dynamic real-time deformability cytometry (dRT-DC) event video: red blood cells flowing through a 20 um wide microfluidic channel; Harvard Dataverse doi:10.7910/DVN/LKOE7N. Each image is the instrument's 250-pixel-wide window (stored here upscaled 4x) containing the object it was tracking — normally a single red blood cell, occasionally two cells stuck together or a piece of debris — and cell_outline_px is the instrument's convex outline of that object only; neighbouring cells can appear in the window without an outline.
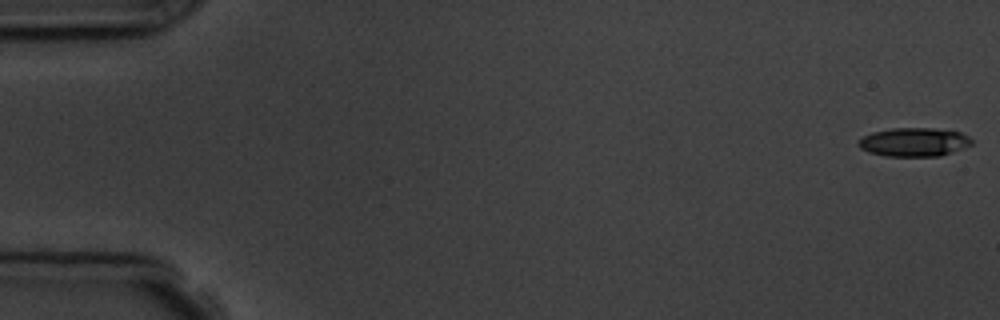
{"species": "common noctule bat (a hibernating species)", "species_latin": "Nyctalus noctula", "temperature_condition": "room temperature", "stored_images_in_passage": 7, "camera_frame_rate_fps": 3000, "um_per_image_px": 0.085, "animal": {"sex": "male", "body_mass_g": 19.5, "forearm_length_mm": 54.6}, "frame": {"image": 1, "passage_image": 1, "time_ms": 0.0, "image_size_px": [1000, 320], "cell_outline_px": [[972, 144], [964, 148], [940, 156], [884, 156], [868, 152], [860, 148], [856, 144], [864, 136], [872, 132], [892, 128], [932, 128], [960, 132], [968, 136], [972, 140]], "centroid_in_image_um": [77.68, 12.08], "position_along_channel_um": 7.3, "area_um2": 18.96}}
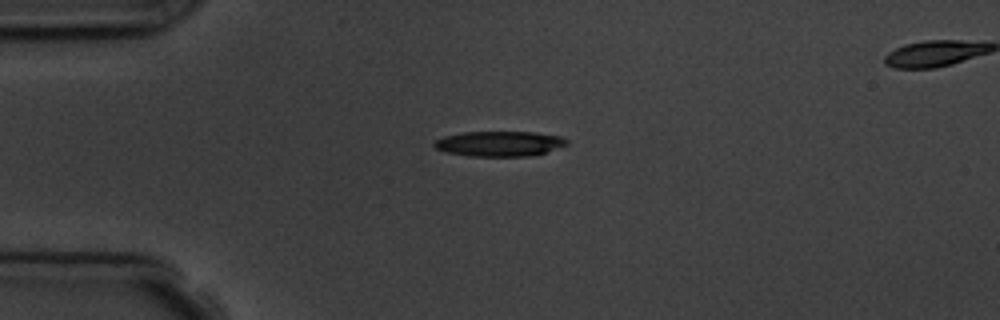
{"frame": {"image": 2, "passage_image": 5, "time_ms": 4.333, "image_size_px": [1000, 320], "cell_outline_px": [[568, 144], [544, 152], [528, 156], [468, 156], [448, 152], [436, 148], [432, 144], [436, 140], [444, 136], [464, 132], [532, 132], [560, 136], [568, 140]], "centroid_in_image_um": [42.43, 12.21], "position_along_channel_um": 42.6, "area_um2": 19.19}}